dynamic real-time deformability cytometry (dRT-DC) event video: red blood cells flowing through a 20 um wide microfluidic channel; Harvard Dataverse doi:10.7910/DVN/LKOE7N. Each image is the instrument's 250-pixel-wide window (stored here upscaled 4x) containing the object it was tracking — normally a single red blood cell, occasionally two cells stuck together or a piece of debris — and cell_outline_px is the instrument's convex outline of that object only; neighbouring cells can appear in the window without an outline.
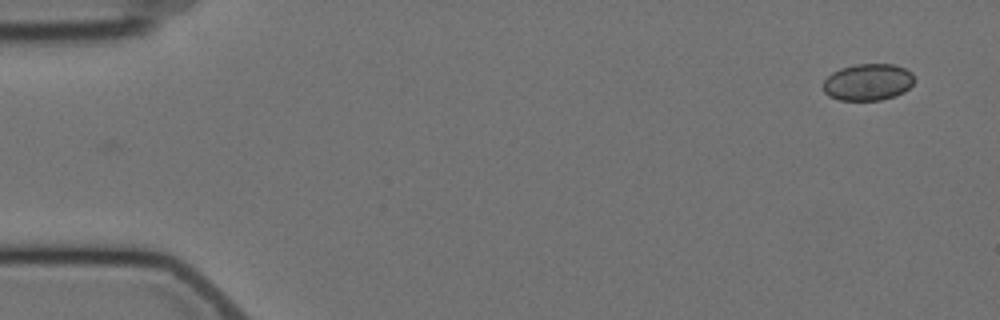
{"species": "Egyptian fruit bat (a non-hibernating species)", "species_latin": "Rousettus aegyptiacus", "temperature_condition": "cold", "stored_images_in_passage": 14, "camera_frame_rate_fps": 3000, "um_per_image_px": 0.085, "animal": {"sex": "female"}, "frame": {"image": 1, "passage_image": 1, "time_ms": 0.0, "image_size_px": [1000, 320], "cell_outline_px": [[912, 84], [904, 92], [896, 96], [880, 100], [840, 100], [828, 96], [824, 92], [824, 80], [832, 72], [840, 68], [856, 64], [896, 64], [912, 72]], "centroid_in_image_um": [73.76, 6.98], "position_along_channel_um": 11.2, "area_um2": 19.54}}
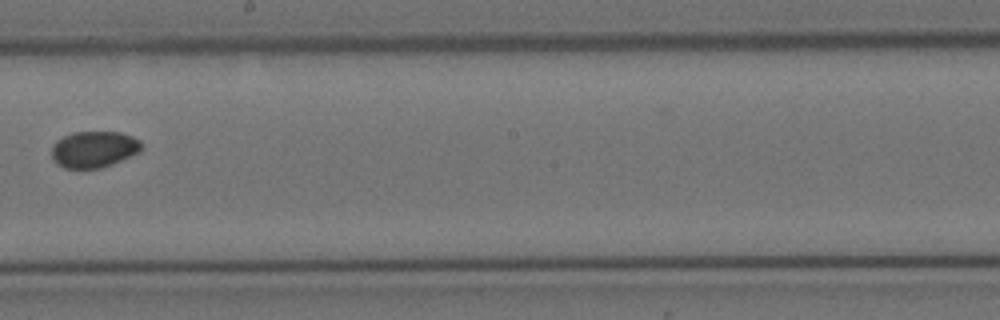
{"frame": {"image": 2, "passage_image": 8, "time_ms": 10.0, "image_size_px": [1000, 320], "cell_outline_px": [[144, 148], [140, 152], [112, 164], [100, 168], [64, 168], [56, 164], [52, 160], [52, 144], [56, 140], [72, 132], [120, 132], [132, 136], [140, 140]], "centroid_in_image_um": [7.98, 12.69], "position_along_channel_um": 240.2, "area_um2": 19.31}}
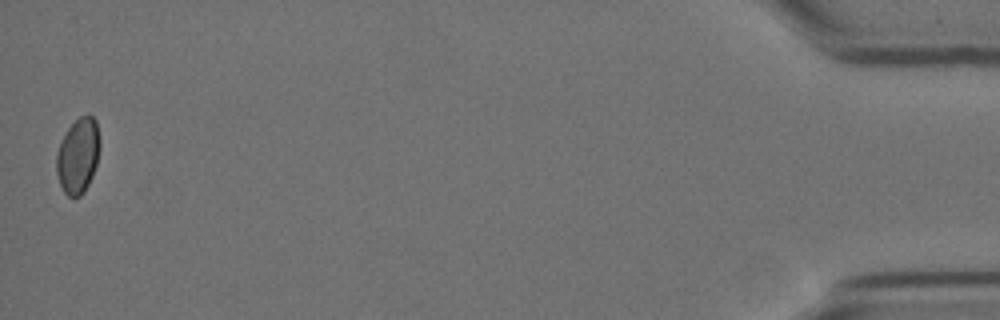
{"frame": {"image": 3, "passage_image": 14, "time_ms": 18.0, "image_size_px": [1000, 320], "cell_outline_px": [[100, 148], [96, 164], [92, 176], [84, 192], [80, 196], [68, 196], [64, 192], [60, 184], [56, 172], [56, 152], [68, 128], [80, 116], [92, 116], [96, 120], [100, 140]], "centroid_in_image_um": [6.63, 13.24], "position_along_channel_um": 428.6, "area_um2": 18.9}}